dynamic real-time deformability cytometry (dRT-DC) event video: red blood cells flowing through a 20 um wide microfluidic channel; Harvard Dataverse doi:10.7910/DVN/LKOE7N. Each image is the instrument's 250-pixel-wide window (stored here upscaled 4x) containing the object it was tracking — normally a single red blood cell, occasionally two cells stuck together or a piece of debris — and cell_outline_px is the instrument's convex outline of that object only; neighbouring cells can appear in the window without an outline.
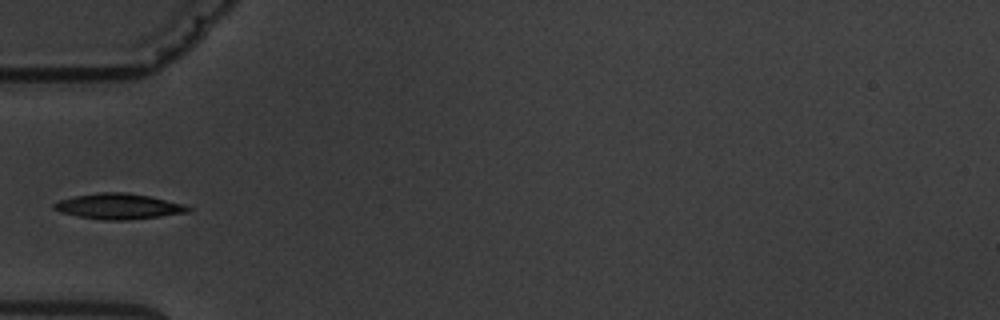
{"species": "common noctule bat (a hibernating species)", "species_latin": "Nyctalus noctula", "temperature_condition": "warm", "stored_images_in_passage": 7, "camera_frame_rate_fps": 3000, "um_per_image_px": 0.085, "animal": {"sex": "male", "body_mass_g": 19.5, "forearm_length_mm": 54.6}, "frame": {"image": 1, "passage_image": 5, "time_ms": 4.667, "image_size_px": [1000, 320], "cell_outline_px": [[192, 208], [188, 212], [160, 216], [128, 220], [104, 220], [76, 216], [60, 212], [52, 208], [52, 204], [60, 200], [76, 196], [100, 192], [124, 192], [148, 196], [188, 204]], "centroid_in_image_um": [10.1, 17.54], "position_along_channel_um": 74.9, "area_um2": 20.0}}
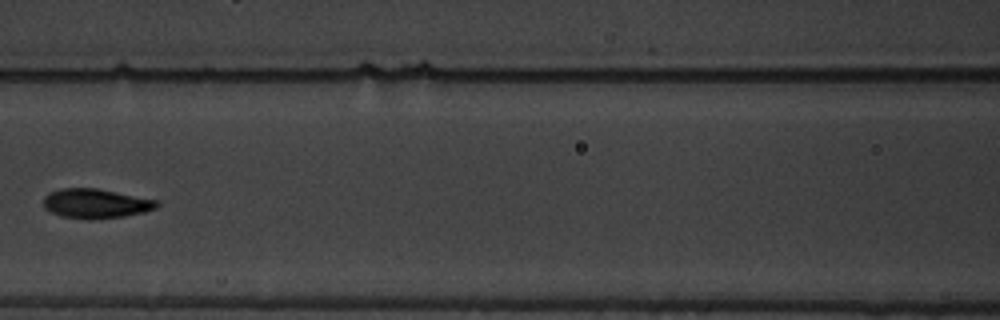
{"frame": {"image": 2, "passage_image": 7, "time_ms": 7.0, "image_size_px": [1000, 320], "cell_outline_px": [[160, 204], [156, 208], [144, 212], [124, 216], [92, 220], [88, 220], [60, 216], [44, 208], [44, 196], [48, 192], [60, 188], [96, 188], [156, 200]], "centroid_in_image_um": [8.1, 17.3], "position_along_channel_um": 158.5, "area_um2": 19.54}}